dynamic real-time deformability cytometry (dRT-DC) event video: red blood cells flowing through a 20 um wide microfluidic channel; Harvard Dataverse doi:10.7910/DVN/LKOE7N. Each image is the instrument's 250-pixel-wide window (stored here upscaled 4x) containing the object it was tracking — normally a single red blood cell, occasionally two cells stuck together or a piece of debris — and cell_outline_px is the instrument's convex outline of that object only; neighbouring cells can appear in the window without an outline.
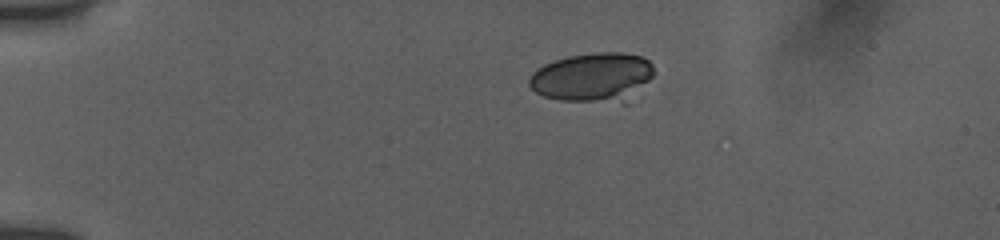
{"species": "human", "species_latin": "Homo sapiens", "temperature_condition": "room temperature", "stored_images_in_passage": 9, "camera_frame_rate_fps": 3000, "um_per_image_px": 0.085, "donor": {"sex": "female"}, "frame": {"image": 1, "passage_image": 1, "time_ms": 0.0, "image_size_px": [1000, 240], "cell_outline_px": [[652, 76], [648, 80], [620, 96], [592, 100], [560, 100], [544, 96], [536, 92], [528, 84], [528, 80], [532, 72], [544, 64], [568, 56], [596, 52], [624, 52], [644, 56], [652, 64]], "centroid_in_image_um": [50.24, 6.46], "position_along_channel_um": 34.8, "area_um2": 33.64}}
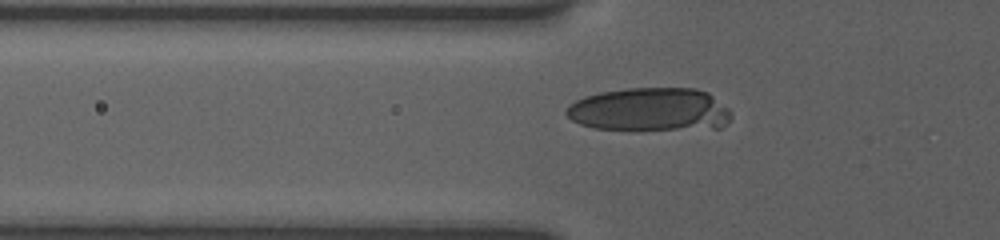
{"frame": {"image": 2, "passage_image": 8, "time_ms": 2.667, "image_size_px": [1000, 240], "cell_outline_px": [[732, 116], [728, 124], [720, 128], [640, 132], [596, 128], [580, 124], [572, 120], [564, 112], [568, 104], [584, 96], [600, 92], [628, 88], [696, 88], [708, 92], [728, 108], [732, 112]], "centroid_in_image_um": [55.26, 9.35], "position_along_channel_um": 70.5, "area_um2": 43.12}}